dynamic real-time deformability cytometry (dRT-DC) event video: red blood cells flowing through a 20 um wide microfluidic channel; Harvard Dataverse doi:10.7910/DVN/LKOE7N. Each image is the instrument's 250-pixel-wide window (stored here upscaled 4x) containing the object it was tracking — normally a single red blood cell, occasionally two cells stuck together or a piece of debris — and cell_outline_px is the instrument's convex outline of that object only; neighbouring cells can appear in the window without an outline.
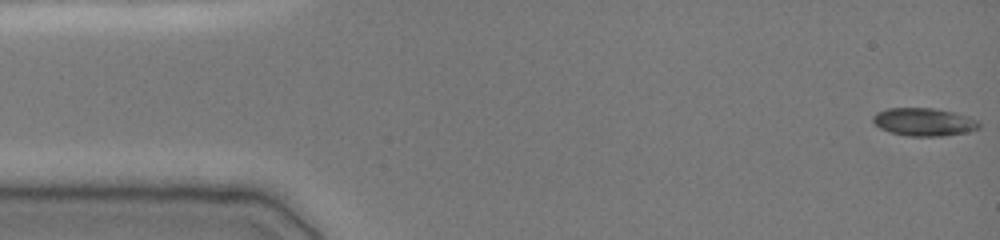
{"species": "common noctule bat (a hibernating species)", "species_latin": "Nyctalus noctula", "temperature_condition": "cold", "stored_images_in_passage": 49, "camera_frame_rate_fps": 3000, "um_per_image_px": 0.085, "animal": {"sex": "female", "body_mass_g": 19.0, "forearm_length_mm": 51.5}, "frame": {"image": 1, "passage_image": 1, "time_ms": 0.0, "image_size_px": [1000, 240], "cell_outline_px": [[980, 128], [968, 132], [944, 136], [908, 136], [892, 132], [880, 128], [872, 120], [872, 116], [876, 112], [888, 108], [936, 108], [968, 116], [980, 120]], "centroid_in_image_um": [78.57, 10.36], "position_along_channel_um": 6.4, "area_um2": 17.4}}
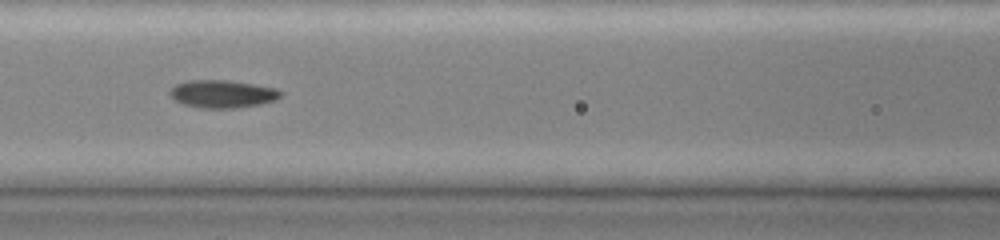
{"frame": {"image": 2, "passage_image": 21, "time_ms": 6.667, "image_size_px": [1000, 240], "cell_outline_px": [[284, 92], [276, 100], [260, 104], [232, 108], [200, 108], [184, 104], [176, 100], [168, 92], [176, 84], [188, 80], [228, 80], [276, 88]], "centroid_in_image_um": [18.92, 7.98], "position_along_channel_um": 147.7, "area_um2": 17.8}}
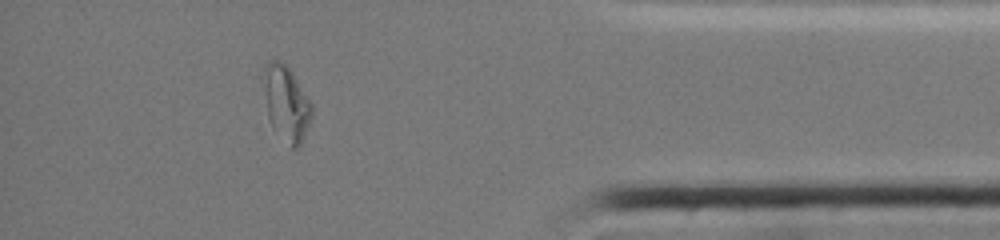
{"frame": {"image": 3, "passage_image": 43, "time_ms": 14.0, "image_size_px": [1000, 240], "cell_outline_px": [[312, 116], [300, 144], [296, 148], [288, 148], [272, 128], [268, 116], [260, 76], [268, 60], [280, 60], [292, 72], [312, 104]], "centroid_in_image_um": [24.28, 8.77], "position_along_channel_um": 410.9, "area_um2": 21.5}, "authors_computed_cell_mechanics": {"area_um2": 17.5712, "velocity_mm_per_s": 3.9141, "shape_relaxation_time_tau1_ms": null, "shape_relaxation_time_tau2_ms": 2.2374, "deformation_change_tau1": null, "deformation_change_tau2": 0.0591}}